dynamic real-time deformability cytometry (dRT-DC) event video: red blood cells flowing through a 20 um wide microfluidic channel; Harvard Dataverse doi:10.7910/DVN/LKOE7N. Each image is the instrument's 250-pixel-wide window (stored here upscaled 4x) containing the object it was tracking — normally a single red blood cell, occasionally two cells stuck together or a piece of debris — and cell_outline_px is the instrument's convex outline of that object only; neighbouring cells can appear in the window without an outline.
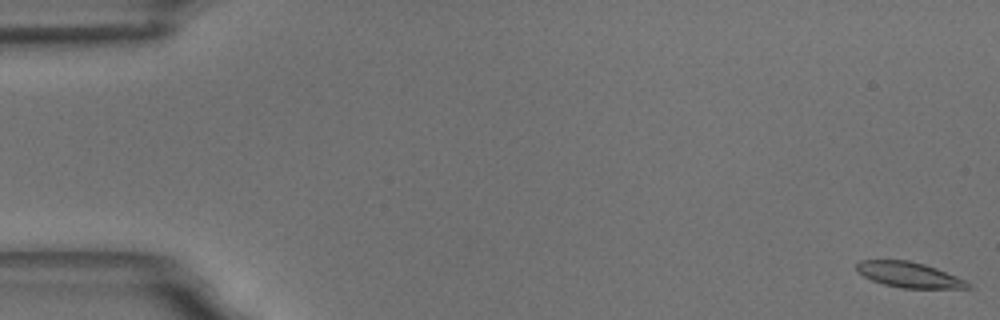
{"species": "common noctule bat (a hibernating species)", "species_latin": "Nyctalus noctula", "temperature_condition": "room temperature", "stored_images_in_passage": 58, "camera_frame_rate_fps": 3000, "um_per_image_px": 0.085, "animal": {"sex": "male", "body_mass_g": 18.8}, "frame": {"image": 1, "passage_image": 1, "time_ms": 0.0, "image_size_px": [1000, 320], "cell_outline_px": [[972, 288], [900, 288], [884, 284], [872, 280], [856, 272], [856, 264], [860, 260], [908, 260], [924, 264], [936, 268], [956, 276], [972, 284]], "centroid_in_image_um": [77.25, 23.35], "position_along_channel_um": 7.8, "area_um2": 16.47}}
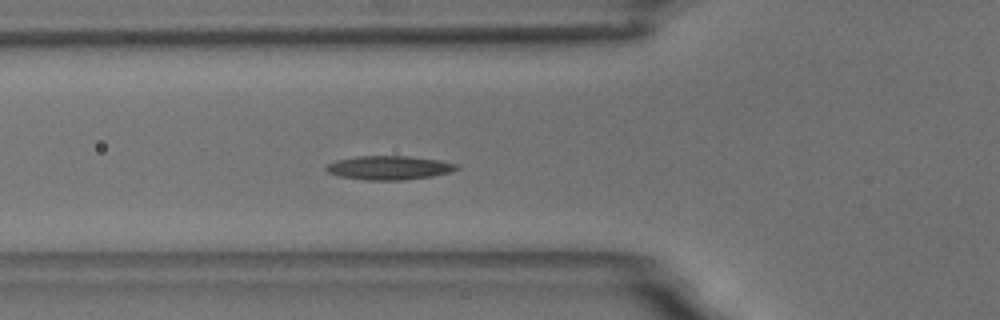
{"frame": {"image": 2, "passage_image": 21, "time_ms": 6.667, "image_size_px": [1000, 320], "cell_outline_px": [[460, 168], [452, 172], [432, 176], [404, 180], [364, 180], [340, 176], [328, 172], [324, 168], [328, 164], [336, 160], [356, 156], [408, 156], [440, 160], [456, 164]], "centroid_in_image_um": [33.08, 14.26], "position_along_channel_um": 92.7, "area_um2": 18.21}}
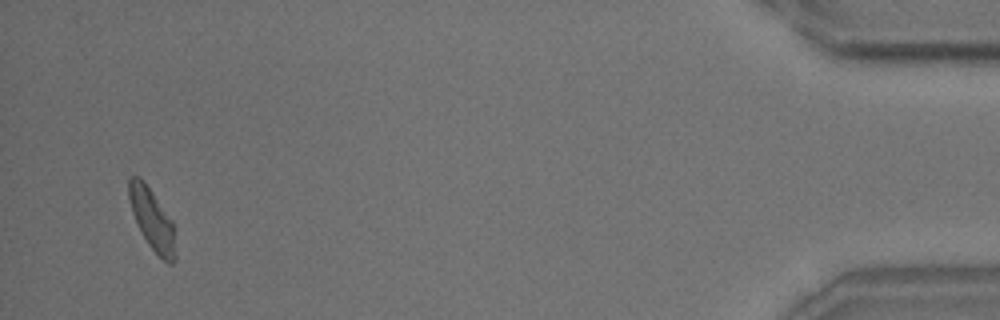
{"frame": {"image": 3, "passage_image": 56, "time_ms": 18.333, "image_size_px": [1000, 320], "cell_outline_px": [[176, 260], [172, 264], [168, 264], [148, 244], [140, 232], [132, 212], [128, 196], [128, 180], [132, 176], [140, 176], [152, 192], [172, 220], [176, 252]], "centroid_in_image_um": [12.92, 18.66], "position_along_channel_um": 422.3, "area_um2": 16.53}, "authors_computed_cell_mechanics": {"area_um2": 17.051, "velocity_mm_per_s": 3.5078, "shape_relaxation_time_tau1_ms": null, "shape_relaxation_time_tau2_ms": 7.3699, "deformation_change_tau1": null, "deformation_change_tau2": 0.1517}}